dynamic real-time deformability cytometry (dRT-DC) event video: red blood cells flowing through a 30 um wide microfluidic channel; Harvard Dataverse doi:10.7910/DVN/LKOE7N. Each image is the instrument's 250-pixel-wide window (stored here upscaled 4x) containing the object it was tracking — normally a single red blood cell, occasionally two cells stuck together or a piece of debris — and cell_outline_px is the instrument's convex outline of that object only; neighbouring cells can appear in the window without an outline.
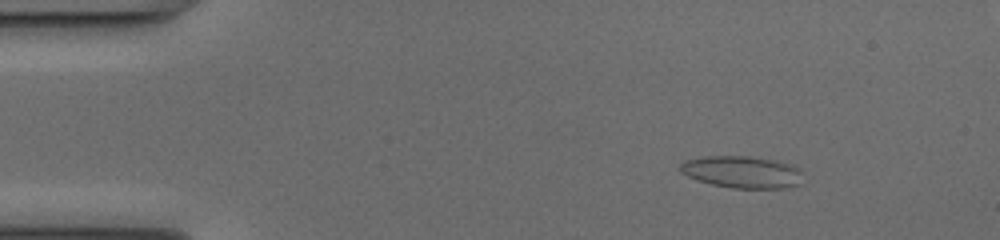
{"species": "common noctule bat (a hibernating species)", "species_latin": "Nyctalus noctula", "temperature_condition": "cold", "stored_images_in_passage": 56, "camera_frame_rate_fps": 3000, "um_per_image_px": 0.085, "animal": {"sex": "female", "body_mass_g": 17.0, "forearm_length_mm": 48.0}, "frame": {"image": 1, "passage_image": 8, "time_ms": 2.333, "image_size_px": [1000, 240], "cell_outline_px": [[800, 172], [796, 184], [780, 188], [732, 188], [712, 184], [688, 176], [680, 168], [680, 164], [688, 160], [704, 156], [748, 156], [776, 160], [788, 164], [796, 168]], "centroid_in_image_um": [63.02, 14.61], "position_along_channel_um": 22.0, "area_um2": 22.14}}
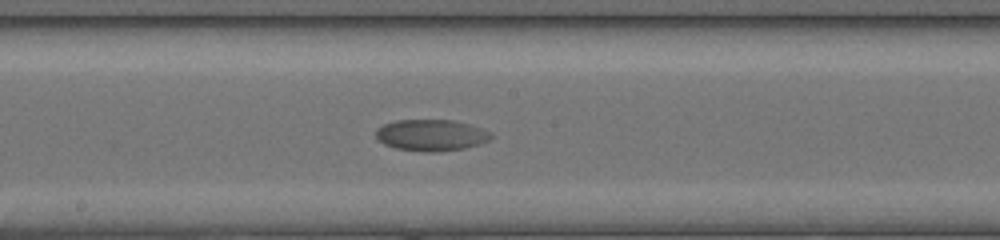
{"frame": {"image": 2, "passage_image": 30, "time_ms": 9.667, "image_size_px": [1000, 240], "cell_outline_px": [[492, 136], [488, 140], [480, 144], [464, 148], [436, 152], [424, 152], [396, 148], [384, 144], [376, 136], [376, 128], [384, 124], [396, 120], [452, 120], [468, 124], [488, 132]], "centroid_in_image_um": [36.61, 11.49], "position_along_channel_um": 211.6, "area_um2": 20.81}}
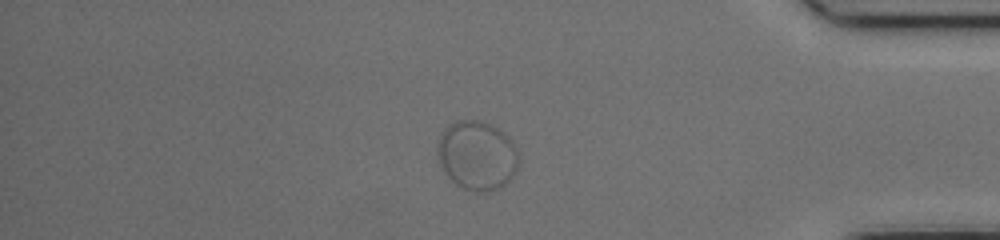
{"frame": {"image": 3, "passage_image": 47, "time_ms": 15.333, "image_size_px": [1000, 240], "cell_outline_px": [[516, 172], [504, 184], [496, 188], [484, 192], [476, 192], [464, 188], [456, 184], [448, 176], [436, 152], [436, 144], [444, 128], [448, 124], [456, 120], [480, 120], [492, 124], [504, 132], [512, 140], [516, 148]], "centroid_in_image_um": [40.52, 13.17], "position_along_channel_um": 394.7, "area_um2": 32.54}, "authors_computed_cell_mechanics": {"area_um2": 21.0681, "velocity_mm_per_s": 3.7757, "shape_relaxation_time_tau1_ms": 8.4542, "shape_relaxation_time_tau2_ms": null, "deformation_change_tau1": 0.1185, "deformation_change_tau2": null}}